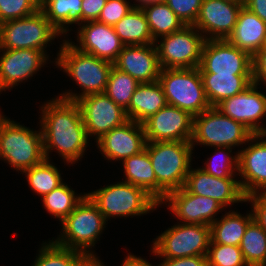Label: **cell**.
I'll return each instance as SVG.
<instances>
[{
  "label": "cell",
  "mask_w": 266,
  "mask_h": 266,
  "mask_svg": "<svg viewBox=\"0 0 266 266\" xmlns=\"http://www.w3.org/2000/svg\"><path fill=\"white\" fill-rule=\"evenodd\" d=\"M40 108L45 158L49 160V153L55 148L67 164L81 160L89 137L78 103L56 97Z\"/></svg>",
  "instance_id": "cell-1"
},
{
  "label": "cell",
  "mask_w": 266,
  "mask_h": 266,
  "mask_svg": "<svg viewBox=\"0 0 266 266\" xmlns=\"http://www.w3.org/2000/svg\"><path fill=\"white\" fill-rule=\"evenodd\" d=\"M60 46L55 66L76 81L82 92L78 94L69 90L58 97L77 101L86 95L104 93L114 63L79 51L70 40H63Z\"/></svg>",
  "instance_id": "cell-2"
},
{
  "label": "cell",
  "mask_w": 266,
  "mask_h": 266,
  "mask_svg": "<svg viewBox=\"0 0 266 266\" xmlns=\"http://www.w3.org/2000/svg\"><path fill=\"white\" fill-rule=\"evenodd\" d=\"M156 177V201L160 204L166 195L185 184L191 169L193 147L186 141L146 142Z\"/></svg>",
  "instance_id": "cell-3"
},
{
  "label": "cell",
  "mask_w": 266,
  "mask_h": 266,
  "mask_svg": "<svg viewBox=\"0 0 266 266\" xmlns=\"http://www.w3.org/2000/svg\"><path fill=\"white\" fill-rule=\"evenodd\" d=\"M0 159L21 173L42 163L46 158L41 128L31 130L0 112Z\"/></svg>",
  "instance_id": "cell-4"
},
{
  "label": "cell",
  "mask_w": 266,
  "mask_h": 266,
  "mask_svg": "<svg viewBox=\"0 0 266 266\" xmlns=\"http://www.w3.org/2000/svg\"><path fill=\"white\" fill-rule=\"evenodd\" d=\"M106 222L96 204L86 194L61 222L62 233L53 241L62 247L78 250L84 255H95L89 249L98 241Z\"/></svg>",
  "instance_id": "cell-5"
},
{
  "label": "cell",
  "mask_w": 266,
  "mask_h": 266,
  "mask_svg": "<svg viewBox=\"0 0 266 266\" xmlns=\"http://www.w3.org/2000/svg\"><path fill=\"white\" fill-rule=\"evenodd\" d=\"M158 81L167 104L187 111L193 117L211 108L198 67L161 69Z\"/></svg>",
  "instance_id": "cell-6"
},
{
  "label": "cell",
  "mask_w": 266,
  "mask_h": 266,
  "mask_svg": "<svg viewBox=\"0 0 266 266\" xmlns=\"http://www.w3.org/2000/svg\"><path fill=\"white\" fill-rule=\"evenodd\" d=\"M106 221L110 217H128L148 214L159 203L144 189L126 182H116L87 193Z\"/></svg>",
  "instance_id": "cell-7"
},
{
  "label": "cell",
  "mask_w": 266,
  "mask_h": 266,
  "mask_svg": "<svg viewBox=\"0 0 266 266\" xmlns=\"http://www.w3.org/2000/svg\"><path fill=\"white\" fill-rule=\"evenodd\" d=\"M253 134L241 123L211 107L193 118L191 144L211 147H236L247 143Z\"/></svg>",
  "instance_id": "cell-8"
},
{
  "label": "cell",
  "mask_w": 266,
  "mask_h": 266,
  "mask_svg": "<svg viewBox=\"0 0 266 266\" xmlns=\"http://www.w3.org/2000/svg\"><path fill=\"white\" fill-rule=\"evenodd\" d=\"M61 33L38 9L34 14L0 24V49H37L43 51Z\"/></svg>",
  "instance_id": "cell-9"
},
{
  "label": "cell",
  "mask_w": 266,
  "mask_h": 266,
  "mask_svg": "<svg viewBox=\"0 0 266 266\" xmlns=\"http://www.w3.org/2000/svg\"><path fill=\"white\" fill-rule=\"evenodd\" d=\"M154 240L151 252L161 258L207 255L211 228L201 224L178 223Z\"/></svg>",
  "instance_id": "cell-10"
},
{
  "label": "cell",
  "mask_w": 266,
  "mask_h": 266,
  "mask_svg": "<svg viewBox=\"0 0 266 266\" xmlns=\"http://www.w3.org/2000/svg\"><path fill=\"white\" fill-rule=\"evenodd\" d=\"M160 39L155 46L161 69L199 67L206 39L194 25H185Z\"/></svg>",
  "instance_id": "cell-11"
},
{
  "label": "cell",
  "mask_w": 266,
  "mask_h": 266,
  "mask_svg": "<svg viewBox=\"0 0 266 266\" xmlns=\"http://www.w3.org/2000/svg\"><path fill=\"white\" fill-rule=\"evenodd\" d=\"M252 56L227 39L206 40L199 65L200 73L253 75Z\"/></svg>",
  "instance_id": "cell-12"
},
{
  "label": "cell",
  "mask_w": 266,
  "mask_h": 266,
  "mask_svg": "<svg viewBox=\"0 0 266 266\" xmlns=\"http://www.w3.org/2000/svg\"><path fill=\"white\" fill-rule=\"evenodd\" d=\"M80 107L89 140L96 141L113 128L129 121L126 111L115 104L105 93L86 95L76 101Z\"/></svg>",
  "instance_id": "cell-13"
},
{
  "label": "cell",
  "mask_w": 266,
  "mask_h": 266,
  "mask_svg": "<svg viewBox=\"0 0 266 266\" xmlns=\"http://www.w3.org/2000/svg\"><path fill=\"white\" fill-rule=\"evenodd\" d=\"M258 89V85L252 83L245 91L224 99L215 108L241 122L252 134H266V127L260 122L266 117V95Z\"/></svg>",
  "instance_id": "cell-14"
},
{
  "label": "cell",
  "mask_w": 266,
  "mask_h": 266,
  "mask_svg": "<svg viewBox=\"0 0 266 266\" xmlns=\"http://www.w3.org/2000/svg\"><path fill=\"white\" fill-rule=\"evenodd\" d=\"M193 118L189 112L166 104L142 123L146 142H190L193 132Z\"/></svg>",
  "instance_id": "cell-15"
},
{
  "label": "cell",
  "mask_w": 266,
  "mask_h": 266,
  "mask_svg": "<svg viewBox=\"0 0 266 266\" xmlns=\"http://www.w3.org/2000/svg\"><path fill=\"white\" fill-rule=\"evenodd\" d=\"M243 5L240 0H203L193 25L206 40L227 39L233 32Z\"/></svg>",
  "instance_id": "cell-16"
},
{
  "label": "cell",
  "mask_w": 266,
  "mask_h": 266,
  "mask_svg": "<svg viewBox=\"0 0 266 266\" xmlns=\"http://www.w3.org/2000/svg\"><path fill=\"white\" fill-rule=\"evenodd\" d=\"M238 151V174L245 196L266 192V134H253ZM252 143V144H251Z\"/></svg>",
  "instance_id": "cell-17"
},
{
  "label": "cell",
  "mask_w": 266,
  "mask_h": 266,
  "mask_svg": "<svg viewBox=\"0 0 266 266\" xmlns=\"http://www.w3.org/2000/svg\"><path fill=\"white\" fill-rule=\"evenodd\" d=\"M166 202L168 209L180 220V223L210 226L217 220L216 214L224 209L216 200L189 193L184 187L168 193L159 205Z\"/></svg>",
  "instance_id": "cell-18"
},
{
  "label": "cell",
  "mask_w": 266,
  "mask_h": 266,
  "mask_svg": "<svg viewBox=\"0 0 266 266\" xmlns=\"http://www.w3.org/2000/svg\"><path fill=\"white\" fill-rule=\"evenodd\" d=\"M0 52V93L27 81L48 62L49 57L37 49H0Z\"/></svg>",
  "instance_id": "cell-19"
},
{
  "label": "cell",
  "mask_w": 266,
  "mask_h": 266,
  "mask_svg": "<svg viewBox=\"0 0 266 266\" xmlns=\"http://www.w3.org/2000/svg\"><path fill=\"white\" fill-rule=\"evenodd\" d=\"M189 193L210 197L224 208L230 204L246 202L239 180L234 178H217L209 175L201 167L190 169L183 186Z\"/></svg>",
  "instance_id": "cell-20"
},
{
  "label": "cell",
  "mask_w": 266,
  "mask_h": 266,
  "mask_svg": "<svg viewBox=\"0 0 266 266\" xmlns=\"http://www.w3.org/2000/svg\"><path fill=\"white\" fill-rule=\"evenodd\" d=\"M82 25V26H81ZM77 31V42H71L79 51L114 63L125 46L116 34L113 26L89 21L80 24Z\"/></svg>",
  "instance_id": "cell-21"
},
{
  "label": "cell",
  "mask_w": 266,
  "mask_h": 266,
  "mask_svg": "<svg viewBox=\"0 0 266 266\" xmlns=\"http://www.w3.org/2000/svg\"><path fill=\"white\" fill-rule=\"evenodd\" d=\"M96 143L106 160L123 161L145 149L144 126L129 120L104 134Z\"/></svg>",
  "instance_id": "cell-22"
},
{
  "label": "cell",
  "mask_w": 266,
  "mask_h": 266,
  "mask_svg": "<svg viewBox=\"0 0 266 266\" xmlns=\"http://www.w3.org/2000/svg\"><path fill=\"white\" fill-rule=\"evenodd\" d=\"M114 66L139 83L157 81L161 71L155 43L124 46Z\"/></svg>",
  "instance_id": "cell-23"
},
{
  "label": "cell",
  "mask_w": 266,
  "mask_h": 266,
  "mask_svg": "<svg viewBox=\"0 0 266 266\" xmlns=\"http://www.w3.org/2000/svg\"><path fill=\"white\" fill-rule=\"evenodd\" d=\"M265 38L266 22L243 5L227 40L253 57L263 48Z\"/></svg>",
  "instance_id": "cell-24"
},
{
  "label": "cell",
  "mask_w": 266,
  "mask_h": 266,
  "mask_svg": "<svg viewBox=\"0 0 266 266\" xmlns=\"http://www.w3.org/2000/svg\"><path fill=\"white\" fill-rule=\"evenodd\" d=\"M167 104L163 88L159 81L140 83L125 110L129 120L143 123Z\"/></svg>",
  "instance_id": "cell-25"
},
{
  "label": "cell",
  "mask_w": 266,
  "mask_h": 266,
  "mask_svg": "<svg viewBox=\"0 0 266 266\" xmlns=\"http://www.w3.org/2000/svg\"><path fill=\"white\" fill-rule=\"evenodd\" d=\"M211 107L226 98L245 91L253 83V75L200 73Z\"/></svg>",
  "instance_id": "cell-26"
},
{
  "label": "cell",
  "mask_w": 266,
  "mask_h": 266,
  "mask_svg": "<svg viewBox=\"0 0 266 266\" xmlns=\"http://www.w3.org/2000/svg\"><path fill=\"white\" fill-rule=\"evenodd\" d=\"M113 27L125 46L155 43L146 16L141 8L133 7Z\"/></svg>",
  "instance_id": "cell-27"
},
{
  "label": "cell",
  "mask_w": 266,
  "mask_h": 266,
  "mask_svg": "<svg viewBox=\"0 0 266 266\" xmlns=\"http://www.w3.org/2000/svg\"><path fill=\"white\" fill-rule=\"evenodd\" d=\"M253 220L252 211L246 216L229 211L221 219H217L210 225L211 242L222 245L239 246L246 227Z\"/></svg>",
  "instance_id": "cell-28"
},
{
  "label": "cell",
  "mask_w": 266,
  "mask_h": 266,
  "mask_svg": "<svg viewBox=\"0 0 266 266\" xmlns=\"http://www.w3.org/2000/svg\"><path fill=\"white\" fill-rule=\"evenodd\" d=\"M122 164L126 176L123 182L141 187L156 200V177L147 150L125 158Z\"/></svg>",
  "instance_id": "cell-29"
},
{
  "label": "cell",
  "mask_w": 266,
  "mask_h": 266,
  "mask_svg": "<svg viewBox=\"0 0 266 266\" xmlns=\"http://www.w3.org/2000/svg\"><path fill=\"white\" fill-rule=\"evenodd\" d=\"M81 5L82 0H49L40 10L61 35H67L70 25L81 24Z\"/></svg>",
  "instance_id": "cell-30"
},
{
  "label": "cell",
  "mask_w": 266,
  "mask_h": 266,
  "mask_svg": "<svg viewBox=\"0 0 266 266\" xmlns=\"http://www.w3.org/2000/svg\"><path fill=\"white\" fill-rule=\"evenodd\" d=\"M146 16L153 39L181 30L185 24L163 1L141 8Z\"/></svg>",
  "instance_id": "cell-31"
},
{
  "label": "cell",
  "mask_w": 266,
  "mask_h": 266,
  "mask_svg": "<svg viewBox=\"0 0 266 266\" xmlns=\"http://www.w3.org/2000/svg\"><path fill=\"white\" fill-rule=\"evenodd\" d=\"M239 247L248 266H266V230L254 219L246 227Z\"/></svg>",
  "instance_id": "cell-32"
},
{
  "label": "cell",
  "mask_w": 266,
  "mask_h": 266,
  "mask_svg": "<svg viewBox=\"0 0 266 266\" xmlns=\"http://www.w3.org/2000/svg\"><path fill=\"white\" fill-rule=\"evenodd\" d=\"M68 184L64 182L50 193L42 197L43 206L52 214V216L62 222L77 206V204L84 198L86 193L79 196L75 190L69 188Z\"/></svg>",
  "instance_id": "cell-33"
},
{
  "label": "cell",
  "mask_w": 266,
  "mask_h": 266,
  "mask_svg": "<svg viewBox=\"0 0 266 266\" xmlns=\"http://www.w3.org/2000/svg\"><path fill=\"white\" fill-rule=\"evenodd\" d=\"M22 174L26 175L30 188L41 197L63 183L60 171L50 163V159L24 170Z\"/></svg>",
  "instance_id": "cell-34"
},
{
  "label": "cell",
  "mask_w": 266,
  "mask_h": 266,
  "mask_svg": "<svg viewBox=\"0 0 266 266\" xmlns=\"http://www.w3.org/2000/svg\"><path fill=\"white\" fill-rule=\"evenodd\" d=\"M139 84L136 79L113 65L104 93L115 104L126 110Z\"/></svg>",
  "instance_id": "cell-35"
},
{
  "label": "cell",
  "mask_w": 266,
  "mask_h": 266,
  "mask_svg": "<svg viewBox=\"0 0 266 266\" xmlns=\"http://www.w3.org/2000/svg\"><path fill=\"white\" fill-rule=\"evenodd\" d=\"M41 245L32 266H75L85 256L82 252L62 247L53 240Z\"/></svg>",
  "instance_id": "cell-36"
},
{
  "label": "cell",
  "mask_w": 266,
  "mask_h": 266,
  "mask_svg": "<svg viewBox=\"0 0 266 266\" xmlns=\"http://www.w3.org/2000/svg\"><path fill=\"white\" fill-rule=\"evenodd\" d=\"M215 149L213 156L218 154L217 157L215 159L213 157L207 158L205 167H202V169L217 178H234V173L238 171V153L231 156L232 148L230 147H216Z\"/></svg>",
  "instance_id": "cell-37"
},
{
  "label": "cell",
  "mask_w": 266,
  "mask_h": 266,
  "mask_svg": "<svg viewBox=\"0 0 266 266\" xmlns=\"http://www.w3.org/2000/svg\"><path fill=\"white\" fill-rule=\"evenodd\" d=\"M208 266H248L239 246L210 243Z\"/></svg>",
  "instance_id": "cell-38"
},
{
  "label": "cell",
  "mask_w": 266,
  "mask_h": 266,
  "mask_svg": "<svg viewBox=\"0 0 266 266\" xmlns=\"http://www.w3.org/2000/svg\"><path fill=\"white\" fill-rule=\"evenodd\" d=\"M38 9L34 0H0V24L27 17Z\"/></svg>",
  "instance_id": "cell-39"
},
{
  "label": "cell",
  "mask_w": 266,
  "mask_h": 266,
  "mask_svg": "<svg viewBox=\"0 0 266 266\" xmlns=\"http://www.w3.org/2000/svg\"><path fill=\"white\" fill-rule=\"evenodd\" d=\"M133 7V4L127 0H107L97 21L109 26H114L126 16Z\"/></svg>",
  "instance_id": "cell-40"
},
{
  "label": "cell",
  "mask_w": 266,
  "mask_h": 266,
  "mask_svg": "<svg viewBox=\"0 0 266 266\" xmlns=\"http://www.w3.org/2000/svg\"><path fill=\"white\" fill-rule=\"evenodd\" d=\"M203 0H164L185 25H193Z\"/></svg>",
  "instance_id": "cell-41"
},
{
  "label": "cell",
  "mask_w": 266,
  "mask_h": 266,
  "mask_svg": "<svg viewBox=\"0 0 266 266\" xmlns=\"http://www.w3.org/2000/svg\"><path fill=\"white\" fill-rule=\"evenodd\" d=\"M247 201L252 203L253 219L266 230V192L251 194Z\"/></svg>",
  "instance_id": "cell-42"
},
{
  "label": "cell",
  "mask_w": 266,
  "mask_h": 266,
  "mask_svg": "<svg viewBox=\"0 0 266 266\" xmlns=\"http://www.w3.org/2000/svg\"><path fill=\"white\" fill-rule=\"evenodd\" d=\"M107 0H82L81 24L97 21Z\"/></svg>",
  "instance_id": "cell-43"
},
{
  "label": "cell",
  "mask_w": 266,
  "mask_h": 266,
  "mask_svg": "<svg viewBox=\"0 0 266 266\" xmlns=\"http://www.w3.org/2000/svg\"><path fill=\"white\" fill-rule=\"evenodd\" d=\"M253 65V83L260 85L264 82L266 85V50H259L252 57Z\"/></svg>",
  "instance_id": "cell-44"
},
{
  "label": "cell",
  "mask_w": 266,
  "mask_h": 266,
  "mask_svg": "<svg viewBox=\"0 0 266 266\" xmlns=\"http://www.w3.org/2000/svg\"><path fill=\"white\" fill-rule=\"evenodd\" d=\"M160 266H208L207 255L183 258H164Z\"/></svg>",
  "instance_id": "cell-45"
},
{
  "label": "cell",
  "mask_w": 266,
  "mask_h": 266,
  "mask_svg": "<svg viewBox=\"0 0 266 266\" xmlns=\"http://www.w3.org/2000/svg\"><path fill=\"white\" fill-rule=\"evenodd\" d=\"M244 6L266 22V0H244Z\"/></svg>",
  "instance_id": "cell-46"
},
{
  "label": "cell",
  "mask_w": 266,
  "mask_h": 266,
  "mask_svg": "<svg viewBox=\"0 0 266 266\" xmlns=\"http://www.w3.org/2000/svg\"><path fill=\"white\" fill-rule=\"evenodd\" d=\"M121 266H152L149 261L146 259L144 260L141 257H136L134 254L132 255L131 253L128 254L126 259L122 262ZM157 266H160L158 264Z\"/></svg>",
  "instance_id": "cell-47"
},
{
  "label": "cell",
  "mask_w": 266,
  "mask_h": 266,
  "mask_svg": "<svg viewBox=\"0 0 266 266\" xmlns=\"http://www.w3.org/2000/svg\"><path fill=\"white\" fill-rule=\"evenodd\" d=\"M96 255H85L75 266H105Z\"/></svg>",
  "instance_id": "cell-48"
},
{
  "label": "cell",
  "mask_w": 266,
  "mask_h": 266,
  "mask_svg": "<svg viewBox=\"0 0 266 266\" xmlns=\"http://www.w3.org/2000/svg\"><path fill=\"white\" fill-rule=\"evenodd\" d=\"M138 1V2H137ZM164 0H136L138 4H133L134 7L142 8L151 4L163 2Z\"/></svg>",
  "instance_id": "cell-49"
},
{
  "label": "cell",
  "mask_w": 266,
  "mask_h": 266,
  "mask_svg": "<svg viewBox=\"0 0 266 266\" xmlns=\"http://www.w3.org/2000/svg\"><path fill=\"white\" fill-rule=\"evenodd\" d=\"M49 0H34L35 5L40 9L44 4H46Z\"/></svg>",
  "instance_id": "cell-50"
},
{
  "label": "cell",
  "mask_w": 266,
  "mask_h": 266,
  "mask_svg": "<svg viewBox=\"0 0 266 266\" xmlns=\"http://www.w3.org/2000/svg\"><path fill=\"white\" fill-rule=\"evenodd\" d=\"M261 50H266V38H265V42H264L263 48Z\"/></svg>",
  "instance_id": "cell-51"
}]
</instances>
